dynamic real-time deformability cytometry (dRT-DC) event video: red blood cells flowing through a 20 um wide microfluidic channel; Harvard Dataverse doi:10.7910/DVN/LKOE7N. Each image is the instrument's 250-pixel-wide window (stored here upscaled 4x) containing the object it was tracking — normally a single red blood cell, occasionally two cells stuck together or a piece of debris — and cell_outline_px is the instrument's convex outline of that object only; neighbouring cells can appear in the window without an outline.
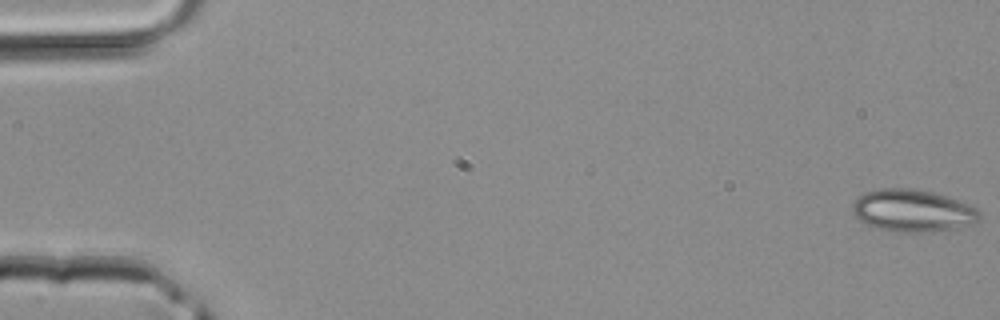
{"species": "common noctule bat (a hibernating species)", "species_latin": "Nyctalus noctula", "temperature_condition": "room temperature", "stored_images_in_passage": 15, "camera_frame_rate_fps": 3000, "um_per_image_px": 0.085, "animal": {"sex": "male", "body_mass_g": 20.4}, "frame": {"image": 1, "passage_image": 1, "time_ms": 0.0, "image_size_px": [1000, 320], "cell_outline_px": [[980, 220], [976, 224], [956, 228], [932, 232], [892, 232], [872, 228], [860, 220], [852, 212], [852, 204], [864, 192], [880, 188], [912, 188], [932, 192], [968, 204], [976, 208], [980, 212]], "centroid_in_image_um": [77.57, 17.93], "position_along_channel_um": 7.4, "area_um2": 31.62}}